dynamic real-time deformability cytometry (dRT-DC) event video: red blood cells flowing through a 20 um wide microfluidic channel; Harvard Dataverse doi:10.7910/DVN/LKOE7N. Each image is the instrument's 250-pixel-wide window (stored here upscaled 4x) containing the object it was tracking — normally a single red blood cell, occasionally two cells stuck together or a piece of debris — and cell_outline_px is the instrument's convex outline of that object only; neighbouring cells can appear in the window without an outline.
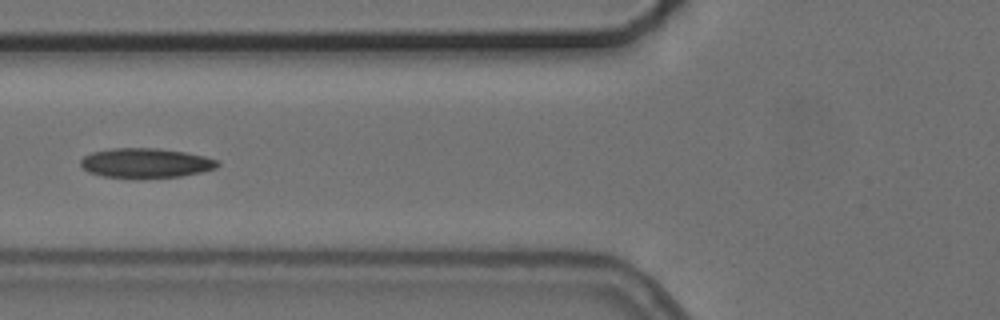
{"species": "common noctule bat (a hibernating species)", "species_latin": "Nyctalus noctula", "temperature_condition": "cold", "stored_images_in_passage": 7, "camera_frame_rate_fps": 3000, "um_per_image_px": 0.085, "animal": {"sex": "female", "body_mass_g": 24.6, "forearm_length_mm": 56.2}, "frame": {"image": 1, "passage_image": 5, "time_ms": 4.667, "image_size_px": [1000, 320], "cell_outline_px": [[220, 164], [216, 168], [200, 172], [180, 176], [132, 180], [104, 176], [88, 172], [80, 164], [80, 160], [84, 156], [92, 152], [112, 148], [160, 148], [184, 152], [204, 156], [220, 160]], "centroid_in_image_um": [12.38, 13.87], "position_along_channel_um": 113.4, "area_um2": 24.16}}
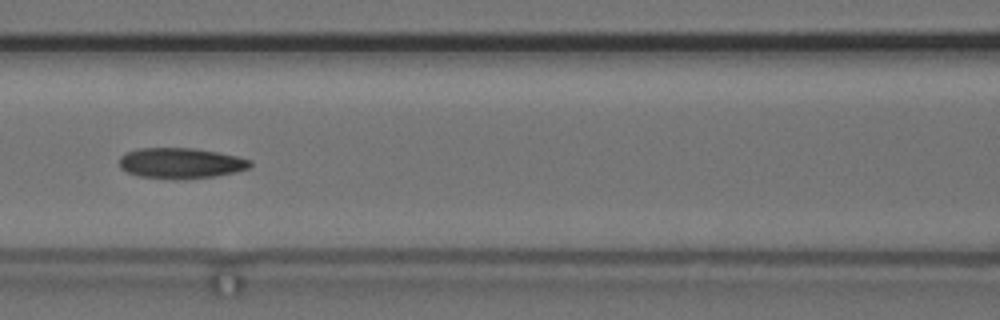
{"frame": {"image": 2, "passage_image": 6, "time_ms": 5.667, "image_size_px": [1000, 320], "cell_outline_px": [[252, 164], [248, 168], [236, 172], [216, 176], [176, 180], [140, 176], [128, 172], [120, 168], [120, 156], [128, 152], [140, 148], [192, 148], [216, 152], [236, 156], [252, 160]], "centroid_in_image_um": [15.38, 13.88], "position_along_channel_um": 151.2, "area_um2": 23.29}}